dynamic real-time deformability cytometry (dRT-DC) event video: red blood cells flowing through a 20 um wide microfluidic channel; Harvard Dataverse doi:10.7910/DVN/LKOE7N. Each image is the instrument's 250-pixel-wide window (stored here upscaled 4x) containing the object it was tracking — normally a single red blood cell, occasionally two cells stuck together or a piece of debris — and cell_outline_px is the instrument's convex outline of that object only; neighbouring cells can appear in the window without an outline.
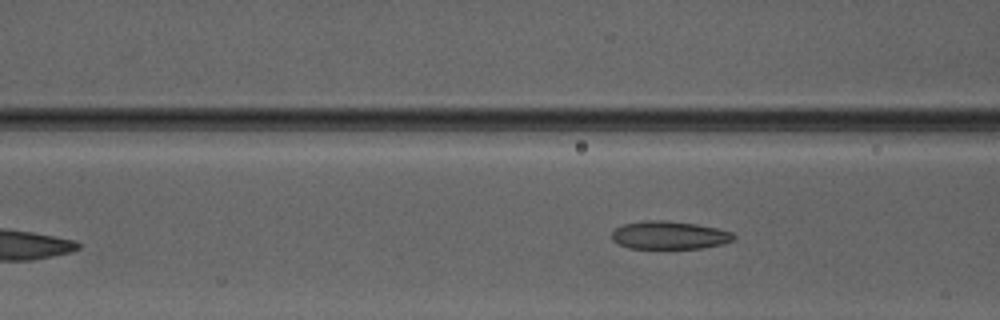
{"species": "Egyptian fruit bat (a non-hibernating species)", "species_latin": "Rousettus aegyptiacus", "temperature_condition": "warm", "stored_images_in_passage": 4, "camera_frame_rate_fps": 3000, "um_per_image_px": 0.085, "animal": {"sex": "male"}, "frame": {"image": 1, "passage_image": 4, "time_ms": 3.667, "image_size_px": [1000, 320], "cell_outline_px": [[736, 236], [732, 240], [724, 244], [704, 248], [628, 248], [612, 240], [612, 232], [616, 228], [624, 224], [644, 220], [668, 220], [696, 224], [716, 228], [732, 232]], "centroid_in_image_um": [56.9, 19.99], "position_along_channel_um": 109.7, "area_um2": 19.94}}